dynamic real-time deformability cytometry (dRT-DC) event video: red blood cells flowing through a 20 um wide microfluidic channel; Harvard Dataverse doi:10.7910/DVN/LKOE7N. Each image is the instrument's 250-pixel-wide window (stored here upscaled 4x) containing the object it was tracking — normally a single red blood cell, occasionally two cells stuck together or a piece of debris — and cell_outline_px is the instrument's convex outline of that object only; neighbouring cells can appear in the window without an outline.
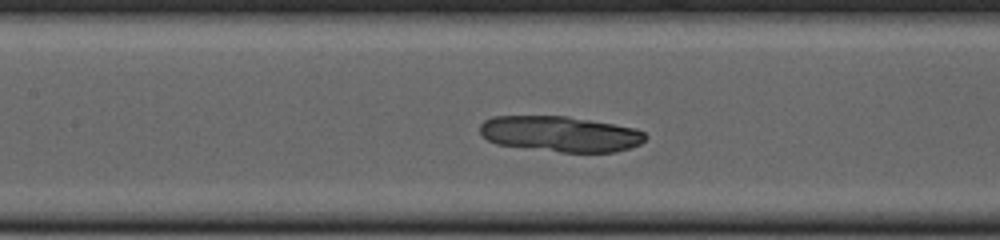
{"species": "common noctule bat (a hibernating species)", "species_latin": "Nyctalus noctula", "temperature_condition": "cold", "stored_images_in_passage": 48, "camera_frame_rate_fps": 3000, "um_per_image_px": 0.085, "animal": {"sex": "female", "body_mass_g": 23.0, "forearm_length_mm": 53.4}, "frame": {"image": 1, "passage_image": 19, "time_ms": 6.0, "image_size_px": [1000, 240], "cell_outline_px": [[648, 136], [640, 144], [616, 152], [560, 152], [496, 144], [488, 140], [480, 132], [480, 124], [484, 120], [492, 116], [568, 116], [636, 128], [644, 132]], "centroid_in_image_um": [47.63, 11.38], "position_along_channel_um": 159.8, "area_um2": 34.39}}
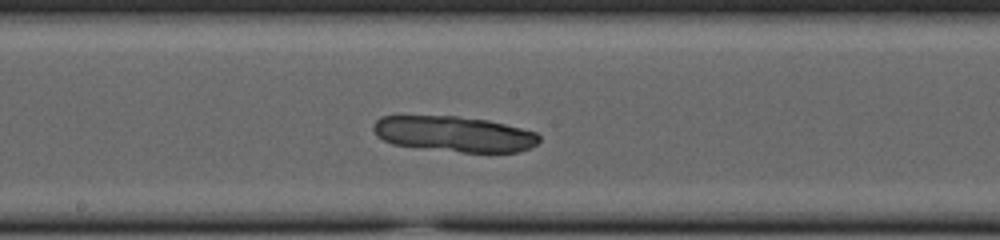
{"frame": {"image": 2, "passage_image": 23, "time_ms": 7.333, "image_size_px": [1000, 240], "cell_outline_px": [[540, 140], [536, 144], [528, 148], [516, 152], [464, 152], [392, 144], [376, 136], [372, 128], [376, 120], [380, 116], [456, 116], [488, 120], [536, 132], [540, 136]], "centroid_in_image_um": [38.59, 11.38], "position_along_channel_um": 209.6, "area_um2": 34.1}}